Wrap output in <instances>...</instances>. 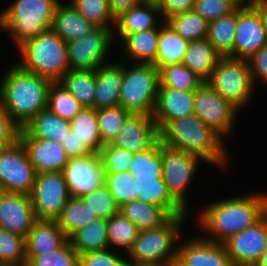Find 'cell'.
<instances>
[{"label": "cell", "mask_w": 267, "mask_h": 266, "mask_svg": "<svg viewBox=\"0 0 267 266\" xmlns=\"http://www.w3.org/2000/svg\"><path fill=\"white\" fill-rule=\"evenodd\" d=\"M258 192L231 196L202 207L197 214V224L205 232L202 237L223 244L231 236L258 222L267 213V193Z\"/></svg>", "instance_id": "obj_1"}, {"label": "cell", "mask_w": 267, "mask_h": 266, "mask_svg": "<svg viewBox=\"0 0 267 266\" xmlns=\"http://www.w3.org/2000/svg\"><path fill=\"white\" fill-rule=\"evenodd\" d=\"M12 65L0 79V103L13 122L22 129L34 116L47 108L52 81Z\"/></svg>", "instance_id": "obj_2"}, {"label": "cell", "mask_w": 267, "mask_h": 266, "mask_svg": "<svg viewBox=\"0 0 267 266\" xmlns=\"http://www.w3.org/2000/svg\"><path fill=\"white\" fill-rule=\"evenodd\" d=\"M159 134L164 145L195 155L214 167H228L230 156L224 139L196 115L169 120Z\"/></svg>", "instance_id": "obj_3"}, {"label": "cell", "mask_w": 267, "mask_h": 266, "mask_svg": "<svg viewBox=\"0 0 267 266\" xmlns=\"http://www.w3.org/2000/svg\"><path fill=\"white\" fill-rule=\"evenodd\" d=\"M61 0H14L0 12V30L7 32L17 49L51 29Z\"/></svg>", "instance_id": "obj_4"}, {"label": "cell", "mask_w": 267, "mask_h": 266, "mask_svg": "<svg viewBox=\"0 0 267 266\" xmlns=\"http://www.w3.org/2000/svg\"><path fill=\"white\" fill-rule=\"evenodd\" d=\"M18 51L21 59L16 64L52 82H59L69 71L67 42L52 29L25 42Z\"/></svg>", "instance_id": "obj_5"}, {"label": "cell", "mask_w": 267, "mask_h": 266, "mask_svg": "<svg viewBox=\"0 0 267 266\" xmlns=\"http://www.w3.org/2000/svg\"><path fill=\"white\" fill-rule=\"evenodd\" d=\"M186 219L187 216H172L158 228L139 231L132 248L126 254L128 262L167 265L174 260L178 254L177 242L181 239Z\"/></svg>", "instance_id": "obj_6"}, {"label": "cell", "mask_w": 267, "mask_h": 266, "mask_svg": "<svg viewBox=\"0 0 267 266\" xmlns=\"http://www.w3.org/2000/svg\"><path fill=\"white\" fill-rule=\"evenodd\" d=\"M159 85V69L153 64L123 62L119 105L130 114L152 115Z\"/></svg>", "instance_id": "obj_7"}, {"label": "cell", "mask_w": 267, "mask_h": 266, "mask_svg": "<svg viewBox=\"0 0 267 266\" xmlns=\"http://www.w3.org/2000/svg\"><path fill=\"white\" fill-rule=\"evenodd\" d=\"M208 84L238 110L247 106L254 94V84L245 59L221 57Z\"/></svg>", "instance_id": "obj_8"}, {"label": "cell", "mask_w": 267, "mask_h": 266, "mask_svg": "<svg viewBox=\"0 0 267 266\" xmlns=\"http://www.w3.org/2000/svg\"><path fill=\"white\" fill-rule=\"evenodd\" d=\"M163 166V181L172 196L189 212L187 191L194 179L199 163L195 155L164 145L160 146ZM188 198V199H187Z\"/></svg>", "instance_id": "obj_9"}, {"label": "cell", "mask_w": 267, "mask_h": 266, "mask_svg": "<svg viewBox=\"0 0 267 266\" xmlns=\"http://www.w3.org/2000/svg\"><path fill=\"white\" fill-rule=\"evenodd\" d=\"M114 35V27H96L86 36L67 42L69 70H96L107 64Z\"/></svg>", "instance_id": "obj_10"}, {"label": "cell", "mask_w": 267, "mask_h": 266, "mask_svg": "<svg viewBox=\"0 0 267 266\" xmlns=\"http://www.w3.org/2000/svg\"><path fill=\"white\" fill-rule=\"evenodd\" d=\"M70 197L62 172L36 175L30 198L37 220L56 221Z\"/></svg>", "instance_id": "obj_11"}, {"label": "cell", "mask_w": 267, "mask_h": 266, "mask_svg": "<svg viewBox=\"0 0 267 266\" xmlns=\"http://www.w3.org/2000/svg\"><path fill=\"white\" fill-rule=\"evenodd\" d=\"M238 112V109L222 98L208 82H204L195 90L194 115L223 139L234 131Z\"/></svg>", "instance_id": "obj_12"}, {"label": "cell", "mask_w": 267, "mask_h": 266, "mask_svg": "<svg viewBox=\"0 0 267 266\" xmlns=\"http://www.w3.org/2000/svg\"><path fill=\"white\" fill-rule=\"evenodd\" d=\"M36 175L27 152L19 140L0 151L1 191L30 195Z\"/></svg>", "instance_id": "obj_13"}, {"label": "cell", "mask_w": 267, "mask_h": 266, "mask_svg": "<svg viewBox=\"0 0 267 266\" xmlns=\"http://www.w3.org/2000/svg\"><path fill=\"white\" fill-rule=\"evenodd\" d=\"M62 174L71 197L82 198L104 184V167L99 152L68 159Z\"/></svg>", "instance_id": "obj_14"}, {"label": "cell", "mask_w": 267, "mask_h": 266, "mask_svg": "<svg viewBox=\"0 0 267 266\" xmlns=\"http://www.w3.org/2000/svg\"><path fill=\"white\" fill-rule=\"evenodd\" d=\"M232 264L254 266L267 246V213L223 243Z\"/></svg>", "instance_id": "obj_15"}, {"label": "cell", "mask_w": 267, "mask_h": 266, "mask_svg": "<svg viewBox=\"0 0 267 266\" xmlns=\"http://www.w3.org/2000/svg\"><path fill=\"white\" fill-rule=\"evenodd\" d=\"M266 44L260 12L251 3L238 6L233 58L246 60Z\"/></svg>", "instance_id": "obj_16"}, {"label": "cell", "mask_w": 267, "mask_h": 266, "mask_svg": "<svg viewBox=\"0 0 267 266\" xmlns=\"http://www.w3.org/2000/svg\"><path fill=\"white\" fill-rule=\"evenodd\" d=\"M37 221L30 195L0 193V228L26 238Z\"/></svg>", "instance_id": "obj_17"}, {"label": "cell", "mask_w": 267, "mask_h": 266, "mask_svg": "<svg viewBox=\"0 0 267 266\" xmlns=\"http://www.w3.org/2000/svg\"><path fill=\"white\" fill-rule=\"evenodd\" d=\"M159 139V129L152 115L130 114L111 145L135 154L151 148Z\"/></svg>", "instance_id": "obj_18"}, {"label": "cell", "mask_w": 267, "mask_h": 266, "mask_svg": "<svg viewBox=\"0 0 267 266\" xmlns=\"http://www.w3.org/2000/svg\"><path fill=\"white\" fill-rule=\"evenodd\" d=\"M177 258L186 266H231L225 245L196 236L178 244Z\"/></svg>", "instance_id": "obj_19"}, {"label": "cell", "mask_w": 267, "mask_h": 266, "mask_svg": "<svg viewBox=\"0 0 267 266\" xmlns=\"http://www.w3.org/2000/svg\"><path fill=\"white\" fill-rule=\"evenodd\" d=\"M36 174L62 172L68 162L62 143L39 138H18Z\"/></svg>", "instance_id": "obj_20"}, {"label": "cell", "mask_w": 267, "mask_h": 266, "mask_svg": "<svg viewBox=\"0 0 267 266\" xmlns=\"http://www.w3.org/2000/svg\"><path fill=\"white\" fill-rule=\"evenodd\" d=\"M158 16L160 11L156 0H144L122 11L115 17L114 39L122 42L129 34L155 29L163 21Z\"/></svg>", "instance_id": "obj_21"}, {"label": "cell", "mask_w": 267, "mask_h": 266, "mask_svg": "<svg viewBox=\"0 0 267 266\" xmlns=\"http://www.w3.org/2000/svg\"><path fill=\"white\" fill-rule=\"evenodd\" d=\"M195 90L159 87L152 117L160 130L169 120L194 115Z\"/></svg>", "instance_id": "obj_22"}, {"label": "cell", "mask_w": 267, "mask_h": 266, "mask_svg": "<svg viewBox=\"0 0 267 266\" xmlns=\"http://www.w3.org/2000/svg\"><path fill=\"white\" fill-rule=\"evenodd\" d=\"M119 61L99 66L95 70V109L119 105L123 78V63Z\"/></svg>", "instance_id": "obj_23"}, {"label": "cell", "mask_w": 267, "mask_h": 266, "mask_svg": "<svg viewBox=\"0 0 267 266\" xmlns=\"http://www.w3.org/2000/svg\"><path fill=\"white\" fill-rule=\"evenodd\" d=\"M67 240L56 221L38 220L25 238L27 262L33 256L56 251Z\"/></svg>", "instance_id": "obj_24"}, {"label": "cell", "mask_w": 267, "mask_h": 266, "mask_svg": "<svg viewBox=\"0 0 267 266\" xmlns=\"http://www.w3.org/2000/svg\"><path fill=\"white\" fill-rule=\"evenodd\" d=\"M96 27L80 14L69 1L66 3L60 1L57 4L51 29L65 42L82 38Z\"/></svg>", "instance_id": "obj_25"}, {"label": "cell", "mask_w": 267, "mask_h": 266, "mask_svg": "<svg viewBox=\"0 0 267 266\" xmlns=\"http://www.w3.org/2000/svg\"><path fill=\"white\" fill-rule=\"evenodd\" d=\"M70 131V121L62 119L46 108L20 129L18 138L48 139L62 143Z\"/></svg>", "instance_id": "obj_26"}, {"label": "cell", "mask_w": 267, "mask_h": 266, "mask_svg": "<svg viewBox=\"0 0 267 266\" xmlns=\"http://www.w3.org/2000/svg\"><path fill=\"white\" fill-rule=\"evenodd\" d=\"M221 55L207 38L189 41L182 63L207 82Z\"/></svg>", "instance_id": "obj_27"}, {"label": "cell", "mask_w": 267, "mask_h": 266, "mask_svg": "<svg viewBox=\"0 0 267 266\" xmlns=\"http://www.w3.org/2000/svg\"><path fill=\"white\" fill-rule=\"evenodd\" d=\"M137 200L156 205L171 216L183 217L189 212L172 196L163 179L137 181Z\"/></svg>", "instance_id": "obj_28"}, {"label": "cell", "mask_w": 267, "mask_h": 266, "mask_svg": "<svg viewBox=\"0 0 267 266\" xmlns=\"http://www.w3.org/2000/svg\"><path fill=\"white\" fill-rule=\"evenodd\" d=\"M159 25L152 30L129 34L122 41L123 54L133 63L153 64L158 49ZM132 59V60H131Z\"/></svg>", "instance_id": "obj_29"}, {"label": "cell", "mask_w": 267, "mask_h": 266, "mask_svg": "<svg viewBox=\"0 0 267 266\" xmlns=\"http://www.w3.org/2000/svg\"><path fill=\"white\" fill-rule=\"evenodd\" d=\"M188 44L189 41L177 34L166 21H161L155 66L160 69L167 65L182 63Z\"/></svg>", "instance_id": "obj_30"}, {"label": "cell", "mask_w": 267, "mask_h": 266, "mask_svg": "<svg viewBox=\"0 0 267 266\" xmlns=\"http://www.w3.org/2000/svg\"><path fill=\"white\" fill-rule=\"evenodd\" d=\"M120 212L138 231L150 230L164 225L172 216L161 207L134 200L120 207Z\"/></svg>", "instance_id": "obj_31"}, {"label": "cell", "mask_w": 267, "mask_h": 266, "mask_svg": "<svg viewBox=\"0 0 267 266\" xmlns=\"http://www.w3.org/2000/svg\"><path fill=\"white\" fill-rule=\"evenodd\" d=\"M68 240L78 254L109 249L107 220L102 218L95 219L87 226L76 231Z\"/></svg>", "instance_id": "obj_32"}, {"label": "cell", "mask_w": 267, "mask_h": 266, "mask_svg": "<svg viewBox=\"0 0 267 266\" xmlns=\"http://www.w3.org/2000/svg\"><path fill=\"white\" fill-rule=\"evenodd\" d=\"M237 25V8L226 16L208 23L207 40L221 57L233 58V44Z\"/></svg>", "instance_id": "obj_33"}, {"label": "cell", "mask_w": 267, "mask_h": 266, "mask_svg": "<svg viewBox=\"0 0 267 266\" xmlns=\"http://www.w3.org/2000/svg\"><path fill=\"white\" fill-rule=\"evenodd\" d=\"M59 82L83 107L95 108V70H69Z\"/></svg>", "instance_id": "obj_34"}, {"label": "cell", "mask_w": 267, "mask_h": 266, "mask_svg": "<svg viewBox=\"0 0 267 266\" xmlns=\"http://www.w3.org/2000/svg\"><path fill=\"white\" fill-rule=\"evenodd\" d=\"M97 218L82 198L70 197L56 222L66 238L69 239L76 231Z\"/></svg>", "instance_id": "obj_35"}, {"label": "cell", "mask_w": 267, "mask_h": 266, "mask_svg": "<svg viewBox=\"0 0 267 266\" xmlns=\"http://www.w3.org/2000/svg\"><path fill=\"white\" fill-rule=\"evenodd\" d=\"M160 139L149 149L134 154L129 167V173L136 181L163 179Z\"/></svg>", "instance_id": "obj_36"}, {"label": "cell", "mask_w": 267, "mask_h": 266, "mask_svg": "<svg viewBox=\"0 0 267 266\" xmlns=\"http://www.w3.org/2000/svg\"><path fill=\"white\" fill-rule=\"evenodd\" d=\"M70 125L75 136L83 141L92 152L101 151L103 145L95 108L83 107L70 121Z\"/></svg>", "instance_id": "obj_37"}, {"label": "cell", "mask_w": 267, "mask_h": 266, "mask_svg": "<svg viewBox=\"0 0 267 266\" xmlns=\"http://www.w3.org/2000/svg\"><path fill=\"white\" fill-rule=\"evenodd\" d=\"M136 225L127 219L121 212L107 220V239L109 249L122 248V254L128 253L138 235ZM125 249V250H124Z\"/></svg>", "instance_id": "obj_38"}, {"label": "cell", "mask_w": 267, "mask_h": 266, "mask_svg": "<svg viewBox=\"0 0 267 266\" xmlns=\"http://www.w3.org/2000/svg\"><path fill=\"white\" fill-rule=\"evenodd\" d=\"M159 87L190 91L198 89L204 81L183 63L171 64L159 69Z\"/></svg>", "instance_id": "obj_39"}, {"label": "cell", "mask_w": 267, "mask_h": 266, "mask_svg": "<svg viewBox=\"0 0 267 266\" xmlns=\"http://www.w3.org/2000/svg\"><path fill=\"white\" fill-rule=\"evenodd\" d=\"M166 22L187 41L207 38L209 22L193 10L173 15Z\"/></svg>", "instance_id": "obj_40"}, {"label": "cell", "mask_w": 267, "mask_h": 266, "mask_svg": "<svg viewBox=\"0 0 267 266\" xmlns=\"http://www.w3.org/2000/svg\"><path fill=\"white\" fill-rule=\"evenodd\" d=\"M47 108L62 119L71 121L83 106L60 82H52Z\"/></svg>", "instance_id": "obj_41"}, {"label": "cell", "mask_w": 267, "mask_h": 266, "mask_svg": "<svg viewBox=\"0 0 267 266\" xmlns=\"http://www.w3.org/2000/svg\"><path fill=\"white\" fill-rule=\"evenodd\" d=\"M104 184L119 207L137 200V181L129 172L105 173Z\"/></svg>", "instance_id": "obj_42"}, {"label": "cell", "mask_w": 267, "mask_h": 266, "mask_svg": "<svg viewBox=\"0 0 267 266\" xmlns=\"http://www.w3.org/2000/svg\"><path fill=\"white\" fill-rule=\"evenodd\" d=\"M129 115L130 113L120 105L97 109V122L103 146L113 142Z\"/></svg>", "instance_id": "obj_43"}, {"label": "cell", "mask_w": 267, "mask_h": 266, "mask_svg": "<svg viewBox=\"0 0 267 266\" xmlns=\"http://www.w3.org/2000/svg\"><path fill=\"white\" fill-rule=\"evenodd\" d=\"M74 8L97 27H115L108 0H69Z\"/></svg>", "instance_id": "obj_44"}, {"label": "cell", "mask_w": 267, "mask_h": 266, "mask_svg": "<svg viewBox=\"0 0 267 266\" xmlns=\"http://www.w3.org/2000/svg\"><path fill=\"white\" fill-rule=\"evenodd\" d=\"M0 263L26 266L24 237L0 228Z\"/></svg>", "instance_id": "obj_45"}, {"label": "cell", "mask_w": 267, "mask_h": 266, "mask_svg": "<svg viewBox=\"0 0 267 266\" xmlns=\"http://www.w3.org/2000/svg\"><path fill=\"white\" fill-rule=\"evenodd\" d=\"M26 266H79V254L67 240L56 251L33 256Z\"/></svg>", "instance_id": "obj_46"}, {"label": "cell", "mask_w": 267, "mask_h": 266, "mask_svg": "<svg viewBox=\"0 0 267 266\" xmlns=\"http://www.w3.org/2000/svg\"><path fill=\"white\" fill-rule=\"evenodd\" d=\"M82 199L98 218L108 220L111 216L120 212V207L105 184L84 195Z\"/></svg>", "instance_id": "obj_47"}, {"label": "cell", "mask_w": 267, "mask_h": 266, "mask_svg": "<svg viewBox=\"0 0 267 266\" xmlns=\"http://www.w3.org/2000/svg\"><path fill=\"white\" fill-rule=\"evenodd\" d=\"M102 158L105 173L128 172L134 153L107 144L99 152Z\"/></svg>", "instance_id": "obj_48"}, {"label": "cell", "mask_w": 267, "mask_h": 266, "mask_svg": "<svg viewBox=\"0 0 267 266\" xmlns=\"http://www.w3.org/2000/svg\"><path fill=\"white\" fill-rule=\"evenodd\" d=\"M237 6L231 0H196L193 11L211 22L233 12Z\"/></svg>", "instance_id": "obj_49"}, {"label": "cell", "mask_w": 267, "mask_h": 266, "mask_svg": "<svg viewBox=\"0 0 267 266\" xmlns=\"http://www.w3.org/2000/svg\"><path fill=\"white\" fill-rule=\"evenodd\" d=\"M112 249L79 254V266H128L127 255L123 256Z\"/></svg>", "instance_id": "obj_50"}, {"label": "cell", "mask_w": 267, "mask_h": 266, "mask_svg": "<svg viewBox=\"0 0 267 266\" xmlns=\"http://www.w3.org/2000/svg\"><path fill=\"white\" fill-rule=\"evenodd\" d=\"M254 86L257 81L267 86V44L246 59Z\"/></svg>", "instance_id": "obj_51"}, {"label": "cell", "mask_w": 267, "mask_h": 266, "mask_svg": "<svg viewBox=\"0 0 267 266\" xmlns=\"http://www.w3.org/2000/svg\"><path fill=\"white\" fill-rule=\"evenodd\" d=\"M20 128L13 122L0 103V151L13 145L19 137Z\"/></svg>", "instance_id": "obj_52"}, {"label": "cell", "mask_w": 267, "mask_h": 266, "mask_svg": "<svg viewBox=\"0 0 267 266\" xmlns=\"http://www.w3.org/2000/svg\"><path fill=\"white\" fill-rule=\"evenodd\" d=\"M196 0H156L160 15L166 21L173 15L192 11Z\"/></svg>", "instance_id": "obj_53"}, {"label": "cell", "mask_w": 267, "mask_h": 266, "mask_svg": "<svg viewBox=\"0 0 267 266\" xmlns=\"http://www.w3.org/2000/svg\"><path fill=\"white\" fill-rule=\"evenodd\" d=\"M62 145L69 158L84 156L92 153L85 143L80 141L72 131H70V134H67L66 138L62 142Z\"/></svg>", "instance_id": "obj_54"}, {"label": "cell", "mask_w": 267, "mask_h": 266, "mask_svg": "<svg viewBox=\"0 0 267 266\" xmlns=\"http://www.w3.org/2000/svg\"><path fill=\"white\" fill-rule=\"evenodd\" d=\"M143 1L144 0H108V5L111 13L116 17L122 11L130 9Z\"/></svg>", "instance_id": "obj_55"}, {"label": "cell", "mask_w": 267, "mask_h": 266, "mask_svg": "<svg viewBox=\"0 0 267 266\" xmlns=\"http://www.w3.org/2000/svg\"><path fill=\"white\" fill-rule=\"evenodd\" d=\"M251 4L260 12L262 25L267 39V1L252 0Z\"/></svg>", "instance_id": "obj_56"}, {"label": "cell", "mask_w": 267, "mask_h": 266, "mask_svg": "<svg viewBox=\"0 0 267 266\" xmlns=\"http://www.w3.org/2000/svg\"><path fill=\"white\" fill-rule=\"evenodd\" d=\"M256 265H267V246L262 252L261 258Z\"/></svg>", "instance_id": "obj_57"}, {"label": "cell", "mask_w": 267, "mask_h": 266, "mask_svg": "<svg viewBox=\"0 0 267 266\" xmlns=\"http://www.w3.org/2000/svg\"><path fill=\"white\" fill-rule=\"evenodd\" d=\"M128 266H167V265L158 263H129Z\"/></svg>", "instance_id": "obj_58"}, {"label": "cell", "mask_w": 267, "mask_h": 266, "mask_svg": "<svg viewBox=\"0 0 267 266\" xmlns=\"http://www.w3.org/2000/svg\"><path fill=\"white\" fill-rule=\"evenodd\" d=\"M237 7L245 6L252 2V0H231Z\"/></svg>", "instance_id": "obj_59"}, {"label": "cell", "mask_w": 267, "mask_h": 266, "mask_svg": "<svg viewBox=\"0 0 267 266\" xmlns=\"http://www.w3.org/2000/svg\"><path fill=\"white\" fill-rule=\"evenodd\" d=\"M167 266H186L183 264L177 257L174 260H171Z\"/></svg>", "instance_id": "obj_60"}, {"label": "cell", "mask_w": 267, "mask_h": 266, "mask_svg": "<svg viewBox=\"0 0 267 266\" xmlns=\"http://www.w3.org/2000/svg\"><path fill=\"white\" fill-rule=\"evenodd\" d=\"M0 266H18V265H15V264L0 263Z\"/></svg>", "instance_id": "obj_61"}, {"label": "cell", "mask_w": 267, "mask_h": 266, "mask_svg": "<svg viewBox=\"0 0 267 266\" xmlns=\"http://www.w3.org/2000/svg\"><path fill=\"white\" fill-rule=\"evenodd\" d=\"M231 266H245V265H235V264H232Z\"/></svg>", "instance_id": "obj_62"}]
</instances>
